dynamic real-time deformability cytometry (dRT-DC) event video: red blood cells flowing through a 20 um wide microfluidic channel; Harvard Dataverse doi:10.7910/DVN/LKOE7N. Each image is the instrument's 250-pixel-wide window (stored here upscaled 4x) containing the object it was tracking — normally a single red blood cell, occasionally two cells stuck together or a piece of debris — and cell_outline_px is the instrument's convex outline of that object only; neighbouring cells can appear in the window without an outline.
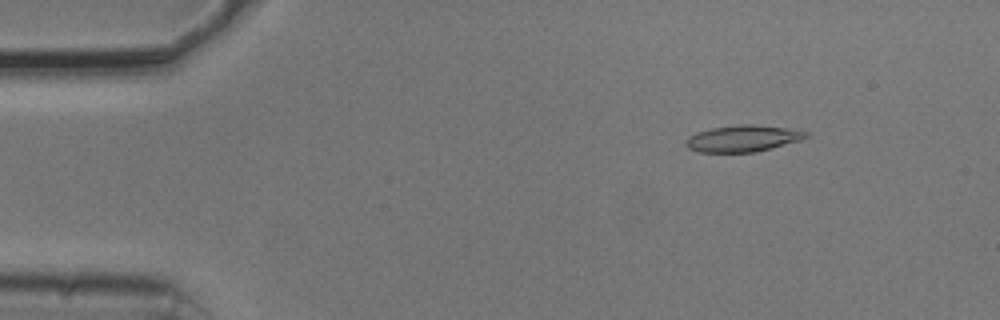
{"species": "common noctule bat (a hibernating species)", "species_latin": "Nyctalus noctula", "temperature_condition": "cold", "stored_images_in_passage": 53, "camera_frame_rate_fps": 3000, "um_per_image_px": 0.085, "animal": {"sex": "male", "body_mass_g": 20.5, "forearm_length_mm": 52.5}, "frame": {"image": 1, "passage_image": 7, "time_ms": 2.0, "image_size_px": [1000, 320], "cell_outline_px": [[808, 136], [800, 140], [772, 148], [756, 152], [700, 152], [688, 148], [684, 144], [684, 140], [688, 136], [696, 132], [712, 128], [736, 124], [752, 124], [784, 128], [808, 132]], "centroid_in_image_um": [63.08, 11.77], "position_along_channel_um": 21.9, "area_um2": 18.55}}
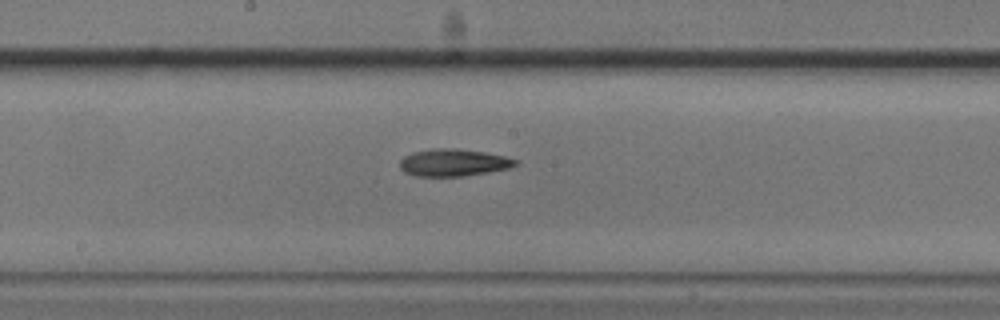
{"frame": {"image": 2, "passage_image": 28, "time_ms": 9.0, "image_size_px": [1000, 320], "cell_outline_px": [[520, 164], [508, 168], [488, 172], [464, 176], [416, 176], [404, 172], [400, 168], [400, 160], [404, 156], [412, 152], [432, 148], [456, 148], [484, 152], [504, 156], [520, 160]], "centroid_in_image_um": [38.55, 13.81], "position_along_channel_um": 209.6, "area_um2": 18.5}}
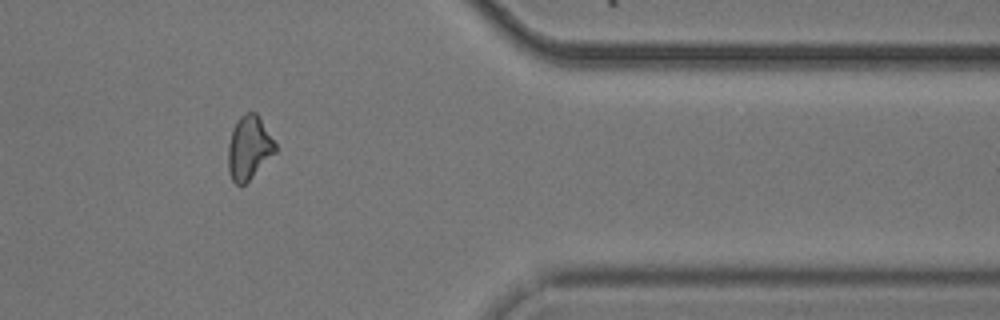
{"frame": {"image": 3, "passage_image": 44, "time_ms": 14.333, "image_size_px": [1000, 320], "cell_outline_px": [[276, 152], [240, 188], [232, 180], [228, 172], [228, 144], [232, 128], [236, 120], [244, 112], [256, 112], [276, 144]], "centroid_in_image_um": [21.13, 12.55], "position_along_channel_um": 390.3, "area_um2": 17.51}, "authors_computed_cell_mechanics": {"area_um2": 18.0914, "velocity_mm_per_s": 3.7687, "shape_relaxation_time_tau1_ms": 8.7059, "shape_relaxation_time_tau2_ms": 3.8886, "deformation_change_tau1": 0.2187, "deformation_change_tau2": 0.1115}}